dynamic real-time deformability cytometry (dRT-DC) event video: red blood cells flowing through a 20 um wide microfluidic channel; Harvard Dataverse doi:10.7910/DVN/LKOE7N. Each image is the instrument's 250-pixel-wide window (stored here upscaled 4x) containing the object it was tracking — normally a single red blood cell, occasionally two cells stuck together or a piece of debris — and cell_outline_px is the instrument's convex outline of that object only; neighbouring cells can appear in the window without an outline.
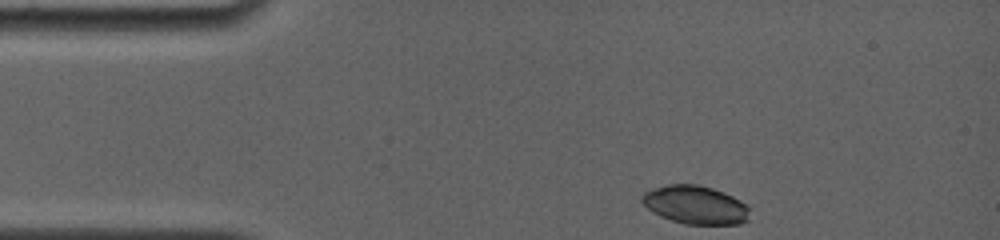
{"species": "common noctule bat (a hibernating species)", "species_latin": "Nyctalus noctula", "temperature_condition": "room temperature", "stored_images_in_passage": 33, "camera_frame_rate_fps": 4000, "um_per_image_px": 0.085, "animal": {"sex": "female", "body_mass_g": 19.0, "forearm_length_mm": 56.7}, "frame": {"image": 1, "passage_image": 1, "time_ms": 0.0, "image_size_px": [1000, 240], "cell_outline_px": [[748, 220], [740, 224], [684, 224], [660, 216], [652, 212], [640, 200], [640, 196], [644, 192], [652, 188], [668, 184], [696, 184], [712, 188], [724, 192], [740, 200], [748, 208]], "centroid_in_image_um": [59.07, 17.41], "position_along_channel_um": 25.9, "area_um2": 24.1}}
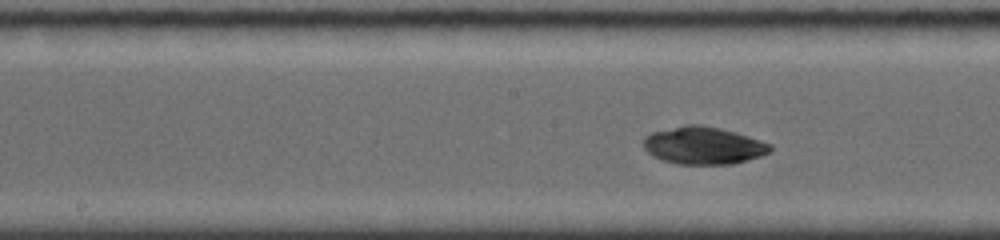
{"frame": {"image": 2, "passage_image": 19, "time_ms": 5.75, "image_size_px": [1000, 240], "cell_outline_px": [[772, 148], [768, 152], [760, 156], [732, 164], [676, 164], [652, 156], [644, 148], [644, 136], [652, 132], [688, 124], [700, 124], [720, 128], [748, 136], [772, 144]], "centroid_in_image_um": [59.78, 12.37], "position_along_channel_um": 188.4, "area_um2": 27.51}}
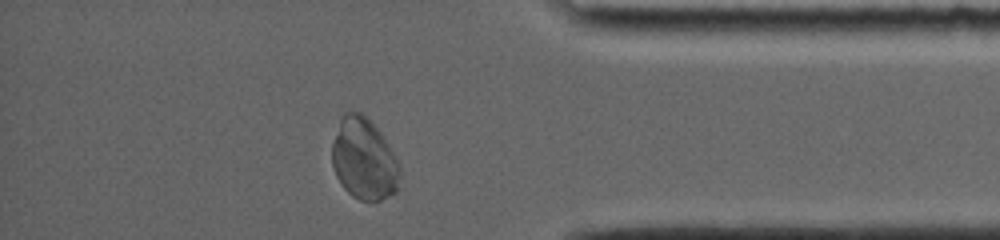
{"frame": {"image": 3, "passage_image": 32, "time_ms": 11.75, "image_size_px": [1000, 240], "cell_outline_px": [[400, 176], [396, 192], [380, 200], [360, 200], [352, 196], [344, 188], [336, 176], [332, 164], [332, 144], [340, 120], [344, 112], [360, 112], [380, 132], [392, 152], [400, 168]], "centroid_in_image_um": [30.92, 13.54], "position_along_channel_um": 404.3, "area_um2": 31.73}, "authors_computed_cell_mechanics": {"area_um2": 27.3394, "velocity_mm_per_s": 3.7573, "shape_relaxation_time_tau1_ms": 7.9817, "shape_relaxation_time_tau2_ms": null, "deformation_change_tau1": 0.2482, "deformation_change_tau2": null}}